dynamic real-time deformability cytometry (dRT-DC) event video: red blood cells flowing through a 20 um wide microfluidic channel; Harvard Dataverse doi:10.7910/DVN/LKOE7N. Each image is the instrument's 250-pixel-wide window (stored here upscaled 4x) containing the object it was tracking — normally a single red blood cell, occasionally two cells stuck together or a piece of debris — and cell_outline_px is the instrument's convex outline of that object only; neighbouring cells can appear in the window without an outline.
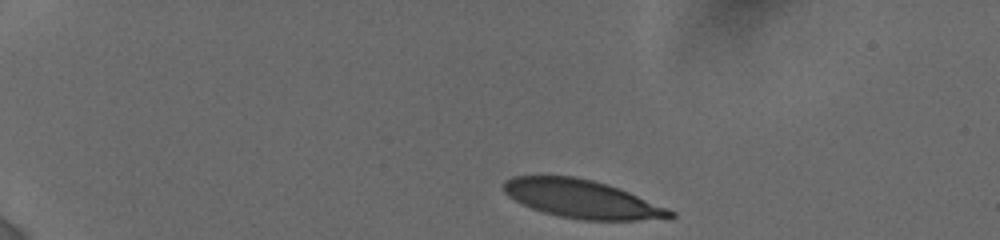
{"species": "human", "species_latin": "Homo sapiens", "temperature_condition": "cold", "stored_images_in_passage": 14, "camera_frame_rate_fps": 3000, "um_per_image_px": 0.085, "donor": {"sex": "female"}, "frame": {"image": 1, "passage_image": 1, "time_ms": 0.0, "image_size_px": [1000, 240], "cell_outline_px": [[676, 216], [636, 220], [584, 220], [560, 216], [544, 212], [532, 208], [508, 196], [504, 192], [504, 184], [512, 176], [576, 176], [608, 184], [668, 208], [676, 212]], "centroid_in_image_um": [49.47, 16.91], "position_along_channel_um": 35.5, "area_um2": 36.53}}
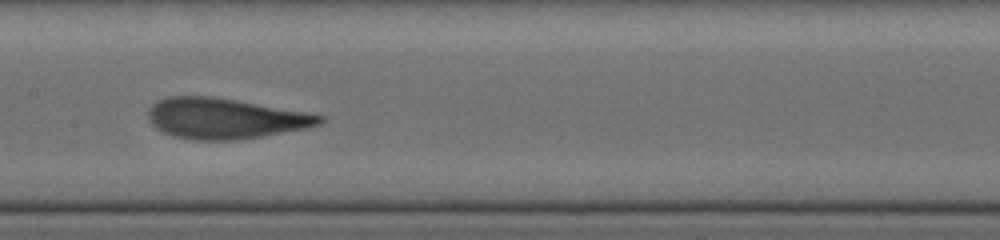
{"frame": {"image": 2, "passage_image": 10, "time_ms": 6.333, "image_size_px": [1000, 240], "cell_outline_px": [[324, 120], [320, 124], [308, 128], [240, 140], [192, 140], [172, 136], [156, 128], [148, 120], [148, 108], [156, 100], [168, 96], [212, 96], [236, 100], [304, 112], [324, 116]], "centroid_in_image_um": [19.07, 10.07], "position_along_channel_um": 188.3, "area_um2": 40.63}}
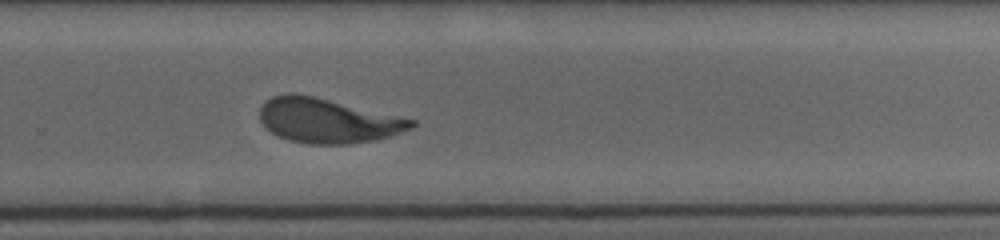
{"frame": {"image": 3, "passage_image": 14, "time_ms": 9.333, "image_size_px": [1000, 240], "cell_outline_px": [[416, 124], [412, 128], [392, 136], [376, 140], [348, 144], [308, 144], [288, 140], [276, 136], [264, 128], [260, 120], [260, 108], [272, 96], [288, 92], [296, 92], [416, 120]], "centroid_in_image_um": [27.82, 10.26], "position_along_channel_um": 302.0, "area_um2": 39.59}}